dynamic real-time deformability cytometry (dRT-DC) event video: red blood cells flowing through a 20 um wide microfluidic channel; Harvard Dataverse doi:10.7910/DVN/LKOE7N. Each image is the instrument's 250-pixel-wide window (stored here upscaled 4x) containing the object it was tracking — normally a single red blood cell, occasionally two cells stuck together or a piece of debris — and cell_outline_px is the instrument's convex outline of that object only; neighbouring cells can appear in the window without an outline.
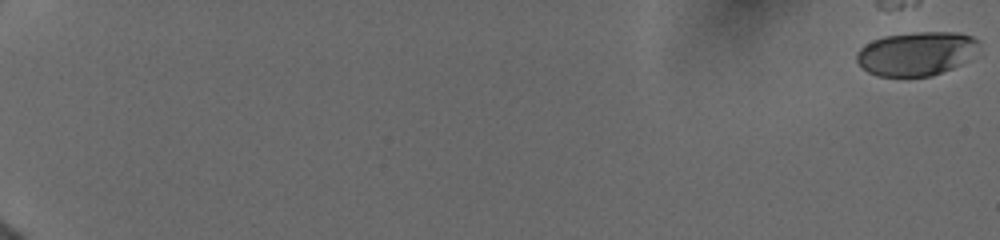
{"species": "human", "species_latin": "Homo sapiens", "temperature_condition": "cold", "stored_images_in_passage": 5, "camera_frame_rate_fps": 3000, "um_per_image_px": 0.085, "donor": {"sex": "female"}, "frame": {"image": 1, "passage_image": 1, "time_ms": 0.0, "image_size_px": [1000, 240], "cell_outline_px": [[980, 44], [960, 64], [952, 68], [932, 76], [876, 76], [868, 72], [856, 60], [856, 52], [864, 44], [872, 40], [884, 36], [916, 32], [960, 32], [972, 36], [980, 40]], "centroid_in_image_um": [77.85, 4.54], "position_along_channel_um": 7.2, "area_um2": 31.1}}